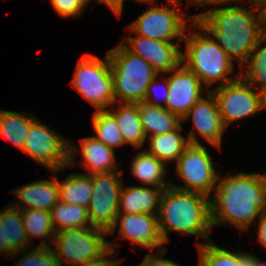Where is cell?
Returning a JSON list of instances; mask_svg holds the SVG:
<instances>
[{
  "mask_svg": "<svg viewBox=\"0 0 266 266\" xmlns=\"http://www.w3.org/2000/svg\"><path fill=\"white\" fill-rule=\"evenodd\" d=\"M169 92L166 109L181 119L202 97L204 85L198 77L183 63L169 72Z\"/></svg>",
  "mask_w": 266,
  "mask_h": 266,
  "instance_id": "obj_16",
  "label": "cell"
},
{
  "mask_svg": "<svg viewBox=\"0 0 266 266\" xmlns=\"http://www.w3.org/2000/svg\"><path fill=\"white\" fill-rule=\"evenodd\" d=\"M92 126L98 141L115 149L123 147L124 141L115 117L108 111H95L92 115Z\"/></svg>",
  "mask_w": 266,
  "mask_h": 266,
  "instance_id": "obj_29",
  "label": "cell"
},
{
  "mask_svg": "<svg viewBox=\"0 0 266 266\" xmlns=\"http://www.w3.org/2000/svg\"><path fill=\"white\" fill-rule=\"evenodd\" d=\"M107 109L116 119L124 144L132 145L134 149L141 148L147 140L140 120L137 103L119 102Z\"/></svg>",
  "mask_w": 266,
  "mask_h": 266,
  "instance_id": "obj_20",
  "label": "cell"
},
{
  "mask_svg": "<svg viewBox=\"0 0 266 266\" xmlns=\"http://www.w3.org/2000/svg\"><path fill=\"white\" fill-rule=\"evenodd\" d=\"M163 189L149 186H122L118 213L158 215Z\"/></svg>",
  "mask_w": 266,
  "mask_h": 266,
  "instance_id": "obj_19",
  "label": "cell"
},
{
  "mask_svg": "<svg viewBox=\"0 0 266 266\" xmlns=\"http://www.w3.org/2000/svg\"><path fill=\"white\" fill-rule=\"evenodd\" d=\"M69 139L57 134L38 119L31 125L23 153L53 173L68 168Z\"/></svg>",
  "mask_w": 266,
  "mask_h": 266,
  "instance_id": "obj_11",
  "label": "cell"
},
{
  "mask_svg": "<svg viewBox=\"0 0 266 266\" xmlns=\"http://www.w3.org/2000/svg\"><path fill=\"white\" fill-rule=\"evenodd\" d=\"M49 212L55 232L91 227L87 207L58 201Z\"/></svg>",
  "mask_w": 266,
  "mask_h": 266,
  "instance_id": "obj_26",
  "label": "cell"
},
{
  "mask_svg": "<svg viewBox=\"0 0 266 266\" xmlns=\"http://www.w3.org/2000/svg\"><path fill=\"white\" fill-rule=\"evenodd\" d=\"M109 245V249L104 252L100 257H98L97 259H94L82 266H119V264L122 262L123 259L121 260H117V259H109L113 256H115V252L118 253L116 250V248H118L117 243H113V242H108Z\"/></svg>",
  "mask_w": 266,
  "mask_h": 266,
  "instance_id": "obj_35",
  "label": "cell"
},
{
  "mask_svg": "<svg viewBox=\"0 0 266 266\" xmlns=\"http://www.w3.org/2000/svg\"><path fill=\"white\" fill-rule=\"evenodd\" d=\"M158 0H142L140 3H152L154 6L147 9L134 22L128 25L127 30L142 37L156 39L163 42H182L185 32L192 27V19L186 18L182 10L178 11L181 0H167L168 6H155ZM156 2V3H155ZM169 6H173L169 8ZM175 8V9H174ZM177 8V10H176ZM189 21V23L187 22ZM187 26V27H186Z\"/></svg>",
  "mask_w": 266,
  "mask_h": 266,
  "instance_id": "obj_6",
  "label": "cell"
},
{
  "mask_svg": "<svg viewBox=\"0 0 266 266\" xmlns=\"http://www.w3.org/2000/svg\"><path fill=\"white\" fill-rule=\"evenodd\" d=\"M123 171L92 175L93 193L87 211L92 227L109 232L119 210V196L123 186Z\"/></svg>",
  "mask_w": 266,
  "mask_h": 266,
  "instance_id": "obj_10",
  "label": "cell"
},
{
  "mask_svg": "<svg viewBox=\"0 0 266 266\" xmlns=\"http://www.w3.org/2000/svg\"><path fill=\"white\" fill-rule=\"evenodd\" d=\"M259 6H260L261 10L263 11L264 16H265V18H266V0H262V1L259 3Z\"/></svg>",
  "mask_w": 266,
  "mask_h": 266,
  "instance_id": "obj_43",
  "label": "cell"
},
{
  "mask_svg": "<svg viewBox=\"0 0 266 266\" xmlns=\"http://www.w3.org/2000/svg\"><path fill=\"white\" fill-rule=\"evenodd\" d=\"M21 211V217L23 220V226L28 237V241L32 244V238H51L49 242L52 245L55 230L51 222V216L49 211L37 210V209H23Z\"/></svg>",
  "mask_w": 266,
  "mask_h": 266,
  "instance_id": "obj_28",
  "label": "cell"
},
{
  "mask_svg": "<svg viewBox=\"0 0 266 266\" xmlns=\"http://www.w3.org/2000/svg\"><path fill=\"white\" fill-rule=\"evenodd\" d=\"M239 1V0H188L187 6H197L201 7L204 5H221V4H229L231 5V2ZM241 1V0H240Z\"/></svg>",
  "mask_w": 266,
  "mask_h": 266,
  "instance_id": "obj_39",
  "label": "cell"
},
{
  "mask_svg": "<svg viewBox=\"0 0 266 266\" xmlns=\"http://www.w3.org/2000/svg\"><path fill=\"white\" fill-rule=\"evenodd\" d=\"M157 77H158V75H156L155 78L148 85L144 102L149 104V105L155 106V107H164L165 108L167 105L168 92H169L168 78L166 77V78H164V80L163 79L159 80V79H157ZM161 90L163 93L161 92ZM159 91L161 92V94L159 93ZM160 98H161L160 101L163 100L164 105L160 103V101H159Z\"/></svg>",
  "mask_w": 266,
  "mask_h": 266,
  "instance_id": "obj_33",
  "label": "cell"
},
{
  "mask_svg": "<svg viewBox=\"0 0 266 266\" xmlns=\"http://www.w3.org/2000/svg\"><path fill=\"white\" fill-rule=\"evenodd\" d=\"M72 75V87L92 104L96 111L107 110L108 106L115 103L112 72L107 52L105 60L90 54L83 55L78 60Z\"/></svg>",
  "mask_w": 266,
  "mask_h": 266,
  "instance_id": "obj_8",
  "label": "cell"
},
{
  "mask_svg": "<svg viewBox=\"0 0 266 266\" xmlns=\"http://www.w3.org/2000/svg\"><path fill=\"white\" fill-rule=\"evenodd\" d=\"M182 124L171 132L149 137V149L146 151L165 164L176 161L190 144L188 138L181 134Z\"/></svg>",
  "mask_w": 266,
  "mask_h": 266,
  "instance_id": "obj_23",
  "label": "cell"
},
{
  "mask_svg": "<svg viewBox=\"0 0 266 266\" xmlns=\"http://www.w3.org/2000/svg\"><path fill=\"white\" fill-rule=\"evenodd\" d=\"M50 3L58 15L63 18L83 15V10L89 4L86 0H50Z\"/></svg>",
  "mask_w": 266,
  "mask_h": 266,
  "instance_id": "obj_34",
  "label": "cell"
},
{
  "mask_svg": "<svg viewBox=\"0 0 266 266\" xmlns=\"http://www.w3.org/2000/svg\"><path fill=\"white\" fill-rule=\"evenodd\" d=\"M256 266H266V262L263 260H260L257 256H256Z\"/></svg>",
  "mask_w": 266,
  "mask_h": 266,
  "instance_id": "obj_44",
  "label": "cell"
},
{
  "mask_svg": "<svg viewBox=\"0 0 266 266\" xmlns=\"http://www.w3.org/2000/svg\"><path fill=\"white\" fill-rule=\"evenodd\" d=\"M199 254L197 266H239V252H231L213 241L196 244Z\"/></svg>",
  "mask_w": 266,
  "mask_h": 266,
  "instance_id": "obj_31",
  "label": "cell"
},
{
  "mask_svg": "<svg viewBox=\"0 0 266 266\" xmlns=\"http://www.w3.org/2000/svg\"><path fill=\"white\" fill-rule=\"evenodd\" d=\"M192 118L194 131L188 132L190 144H202L197 135L199 134L213 147L221 149L222 135L227 129L222 121L217 101L213 93L208 90L207 97H201L191 109L183 116L182 122Z\"/></svg>",
  "mask_w": 266,
  "mask_h": 266,
  "instance_id": "obj_13",
  "label": "cell"
},
{
  "mask_svg": "<svg viewBox=\"0 0 266 266\" xmlns=\"http://www.w3.org/2000/svg\"><path fill=\"white\" fill-rule=\"evenodd\" d=\"M35 116L24 112L0 110V135L23 151Z\"/></svg>",
  "mask_w": 266,
  "mask_h": 266,
  "instance_id": "obj_25",
  "label": "cell"
},
{
  "mask_svg": "<svg viewBox=\"0 0 266 266\" xmlns=\"http://www.w3.org/2000/svg\"><path fill=\"white\" fill-rule=\"evenodd\" d=\"M250 6L252 8L248 9L228 5L190 16L211 34L233 62H239L242 69L253 47L266 33V18L259 4L250 2Z\"/></svg>",
  "mask_w": 266,
  "mask_h": 266,
  "instance_id": "obj_1",
  "label": "cell"
},
{
  "mask_svg": "<svg viewBox=\"0 0 266 266\" xmlns=\"http://www.w3.org/2000/svg\"><path fill=\"white\" fill-rule=\"evenodd\" d=\"M28 250H21L12 254L14 257L17 255L23 257L16 261L15 266H61L45 238L37 247Z\"/></svg>",
  "mask_w": 266,
  "mask_h": 266,
  "instance_id": "obj_32",
  "label": "cell"
},
{
  "mask_svg": "<svg viewBox=\"0 0 266 266\" xmlns=\"http://www.w3.org/2000/svg\"><path fill=\"white\" fill-rule=\"evenodd\" d=\"M131 173L144 186L159 187L165 190L171 185L166 182L167 166L164 162L148 153L146 150L132 156ZM165 178V179H164Z\"/></svg>",
  "mask_w": 266,
  "mask_h": 266,
  "instance_id": "obj_21",
  "label": "cell"
},
{
  "mask_svg": "<svg viewBox=\"0 0 266 266\" xmlns=\"http://www.w3.org/2000/svg\"><path fill=\"white\" fill-rule=\"evenodd\" d=\"M262 0H247L246 2L249 4L250 2H253V3H260Z\"/></svg>",
  "mask_w": 266,
  "mask_h": 266,
  "instance_id": "obj_46",
  "label": "cell"
},
{
  "mask_svg": "<svg viewBox=\"0 0 266 266\" xmlns=\"http://www.w3.org/2000/svg\"><path fill=\"white\" fill-rule=\"evenodd\" d=\"M257 243L266 249V210L259 216Z\"/></svg>",
  "mask_w": 266,
  "mask_h": 266,
  "instance_id": "obj_38",
  "label": "cell"
},
{
  "mask_svg": "<svg viewBox=\"0 0 266 266\" xmlns=\"http://www.w3.org/2000/svg\"><path fill=\"white\" fill-rule=\"evenodd\" d=\"M260 95V110L266 109V89L259 91Z\"/></svg>",
  "mask_w": 266,
  "mask_h": 266,
  "instance_id": "obj_42",
  "label": "cell"
},
{
  "mask_svg": "<svg viewBox=\"0 0 266 266\" xmlns=\"http://www.w3.org/2000/svg\"><path fill=\"white\" fill-rule=\"evenodd\" d=\"M239 266H256V256L247 251H239Z\"/></svg>",
  "mask_w": 266,
  "mask_h": 266,
  "instance_id": "obj_40",
  "label": "cell"
},
{
  "mask_svg": "<svg viewBox=\"0 0 266 266\" xmlns=\"http://www.w3.org/2000/svg\"><path fill=\"white\" fill-rule=\"evenodd\" d=\"M195 28L191 33L184 35L185 52H182V63L189 68L204 84L207 90L220 81L217 87L231 83L240 77L229 76L234 72V62L219 46L208 31L197 21H192ZM198 27V32L196 28ZM210 35V37H208Z\"/></svg>",
  "mask_w": 266,
  "mask_h": 266,
  "instance_id": "obj_4",
  "label": "cell"
},
{
  "mask_svg": "<svg viewBox=\"0 0 266 266\" xmlns=\"http://www.w3.org/2000/svg\"><path fill=\"white\" fill-rule=\"evenodd\" d=\"M137 104L147 140L148 136L171 132L182 124V119L178 115L170 113L164 107H155L144 101Z\"/></svg>",
  "mask_w": 266,
  "mask_h": 266,
  "instance_id": "obj_22",
  "label": "cell"
},
{
  "mask_svg": "<svg viewBox=\"0 0 266 266\" xmlns=\"http://www.w3.org/2000/svg\"><path fill=\"white\" fill-rule=\"evenodd\" d=\"M112 72L115 103L144 101L148 85L158 75L143 58L129 52L121 43L107 51Z\"/></svg>",
  "mask_w": 266,
  "mask_h": 266,
  "instance_id": "obj_5",
  "label": "cell"
},
{
  "mask_svg": "<svg viewBox=\"0 0 266 266\" xmlns=\"http://www.w3.org/2000/svg\"><path fill=\"white\" fill-rule=\"evenodd\" d=\"M106 235L107 231L92 226L59 230L54 235L51 249L61 266H82L109 249Z\"/></svg>",
  "mask_w": 266,
  "mask_h": 266,
  "instance_id": "obj_7",
  "label": "cell"
},
{
  "mask_svg": "<svg viewBox=\"0 0 266 266\" xmlns=\"http://www.w3.org/2000/svg\"><path fill=\"white\" fill-rule=\"evenodd\" d=\"M253 88L241 77L223 86L211 88L226 128L232 122L254 116L260 111V95Z\"/></svg>",
  "mask_w": 266,
  "mask_h": 266,
  "instance_id": "obj_12",
  "label": "cell"
},
{
  "mask_svg": "<svg viewBox=\"0 0 266 266\" xmlns=\"http://www.w3.org/2000/svg\"><path fill=\"white\" fill-rule=\"evenodd\" d=\"M178 177L186 185L174 187L183 191L196 192L210 198V193L216 188L218 177L212 156L202 144H189L176 162Z\"/></svg>",
  "mask_w": 266,
  "mask_h": 266,
  "instance_id": "obj_9",
  "label": "cell"
},
{
  "mask_svg": "<svg viewBox=\"0 0 266 266\" xmlns=\"http://www.w3.org/2000/svg\"><path fill=\"white\" fill-rule=\"evenodd\" d=\"M69 140V160L68 167L79 166L88 169V175L110 173L119 170L120 167L116 163L115 150L102 142L98 141L94 136L84 137L80 139L81 149L79 146H75L74 143ZM81 152L82 163L77 162L76 155Z\"/></svg>",
  "mask_w": 266,
  "mask_h": 266,
  "instance_id": "obj_17",
  "label": "cell"
},
{
  "mask_svg": "<svg viewBox=\"0 0 266 266\" xmlns=\"http://www.w3.org/2000/svg\"><path fill=\"white\" fill-rule=\"evenodd\" d=\"M168 248H162L158 250V254L152 252L146 254L143 257V261L141 262L143 266H180L177 263L173 262V260L164 259L163 256L166 255Z\"/></svg>",
  "mask_w": 266,
  "mask_h": 266,
  "instance_id": "obj_36",
  "label": "cell"
},
{
  "mask_svg": "<svg viewBox=\"0 0 266 266\" xmlns=\"http://www.w3.org/2000/svg\"><path fill=\"white\" fill-rule=\"evenodd\" d=\"M121 44L131 53L143 58L159 74H166L176 69L182 63L180 44L163 42L137 36L125 38Z\"/></svg>",
  "mask_w": 266,
  "mask_h": 266,
  "instance_id": "obj_14",
  "label": "cell"
},
{
  "mask_svg": "<svg viewBox=\"0 0 266 266\" xmlns=\"http://www.w3.org/2000/svg\"><path fill=\"white\" fill-rule=\"evenodd\" d=\"M266 42V33L257 41L253 47L247 62L243 65L247 69L242 71L240 77L256 87L257 91L266 89V46L261 45Z\"/></svg>",
  "mask_w": 266,
  "mask_h": 266,
  "instance_id": "obj_27",
  "label": "cell"
},
{
  "mask_svg": "<svg viewBox=\"0 0 266 266\" xmlns=\"http://www.w3.org/2000/svg\"><path fill=\"white\" fill-rule=\"evenodd\" d=\"M158 222L161 236L166 244L170 232L198 236L209 242L210 198L206 195L167 187L160 200Z\"/></svg>",
  "mask_w": 266,
  "mask_h": 266,
  "instance_id": "obj_3",
  "label": "cell"
},
{
  "mask_svg": "<svg viewBox=\"0 0 266 266\" xmlns=\"http://www.w3.org/2000/svg\"><path fill=\"white\" fill-rule=\"evenodd\" d=\"M4 252L5 256H11L15 253L5 241V208L0 210V253Z\"/></svg>",
  "mask_w": 266,
  "mask_h": 266,
  "instance_id": "obj_37",
  "label": "cell"
},
{
  "mask_svg": "<svg viewBox=\"0 0 266 266\" xmlns=\"http://www.w3.org/2000/svg\"><path fill=\"white\" fill-rule=\"evenodd\" d=\"M97 2L105 3L116 16L122 11V0H98Z\"/></svg>",
  "mask_w": 266,
  "mask_h": 266,
  "instance_id": "obj_41",
  "label": "cell"
},
{
  "mask_svg": "<svg viewBox=\"0 0 266 266\" xmlns=\"http://www.w3.org/2000/svg\"><path fill=\"white\" fill-rule=\"evenodd\" d=\"M51 180H39L29 184L22 185L12 190L19 203H11L17 209H37L50 211V209L59 201L57 176L51 177Z\"/></svg>",
  "mask_w": 266,
  "mask_h": 266,
  "instance_id": "obj_18",
  "label": "cell"
},
{
  "mask_svg": "<svg viewBox=\"0 0 266 266\" xmlns=\"http://www.w3.org/2000/svg\"><path fill=\"white\" fill-rule=\"evenodd\" d=\"M59 201L88 207L93 193L92 175L71 173L64 181L57 177Z\"/></svg>",
  "mask_w": 266,
  "mask_h": 266,
  "instance_id": "obj_24",
  "label": "cell"
},
{
  "mask_svg": "<svg viewBox=\"0 0 266 266\" xmlns=\"http://www.w3.org/2000/svg\"><path fill=\"white\" fill-rule=\"evenodd\" d=\"M118 225L120 227L118 238L130 240L135 246H142L149 250L166 247L160 233L158 215L118 213L114 227L108 232V236L115 233Z\"/></svg>",
  "mask_w": 266,
  "mask_h": 266,
  "instance_id": "obj_15",
  "label": "cell"
},
{
  "mask_svg": "<svg viewBox=\"0 0 266 266\" xmlns=\"http://www.w3.org/2000/svg\"><path fill=\"white\" fill-rule=\"evenodd\" d=\"M124 1L125 0H122V11L117 15L118 18L122 16ZM136 1H142V0H136Z\"/></svg>",
  "mask_w": 266,
  "mask_h": 266,
  "instance_id": "obj_45",
  "label": "cell"
},
{
  "mask_svg": "<svg viewBox=\"0 0 266 266\" xmlns=\"http://www.w3.org/2000/svg\"><path fill=\"white\" fill-rule=\"evenodd\" d=\"M5 241L14 252L31 248L23 226L21 211L12 205L5 208Z\"/></svg>",
  "mask_w": 266,
  "mask_h": 266,
  "instance_id": "obj_30",
  "label": "cell"
},
{
  "mask_svg": "<svg viewBox=\"0 0 266 266\" xmlns=\"http://www.w3.org/2000/svg\"><path fill=\"white\" fill-rule=\"evenodd\" d=\"M210 196L211 226L234 225L247 231L266 210V178L261 173H244L221 178Z\"/></svg>",
  "mask_w": 266,
  "mask_h": 266,
  "instance_id": "obj_2",
  "label": "cell"
}]
</instances>
